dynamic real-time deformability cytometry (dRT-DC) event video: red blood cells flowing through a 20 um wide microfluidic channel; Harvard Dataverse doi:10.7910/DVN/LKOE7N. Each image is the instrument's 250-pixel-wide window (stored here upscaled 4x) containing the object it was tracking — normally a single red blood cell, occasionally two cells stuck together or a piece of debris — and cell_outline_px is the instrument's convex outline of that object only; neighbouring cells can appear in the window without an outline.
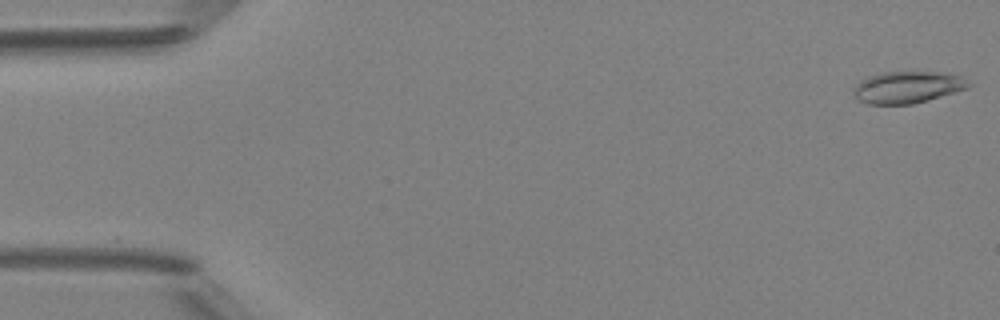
{"species": "Egyptian fruit bat (a non-hibernating species)", "species_latin": "Rousettus aegyptiacus", "temperature_condition": "room temperature", "stored_images_in_passage": 49, "camera_frame_rate_fps": 3000, "um_per_image_px": 0.085, "animal": {"sex": "female"}, "frame": {"image": 1, "passage_image": 1, "time_ms": 0.0, "image_size_px": [1000, 320], "cell_outline_px": [[972, 84], [968, 88], [912, 104], [868, 104], [860, 100], [852, 92], [852, 88], [860, 80], [868, 76], [884, 72], [940, 72], [960, 76]], "centroid_in_image_um": [77.1, 7.41], "position_along_channel_um": 7.9, "area_um2": 21.15}}
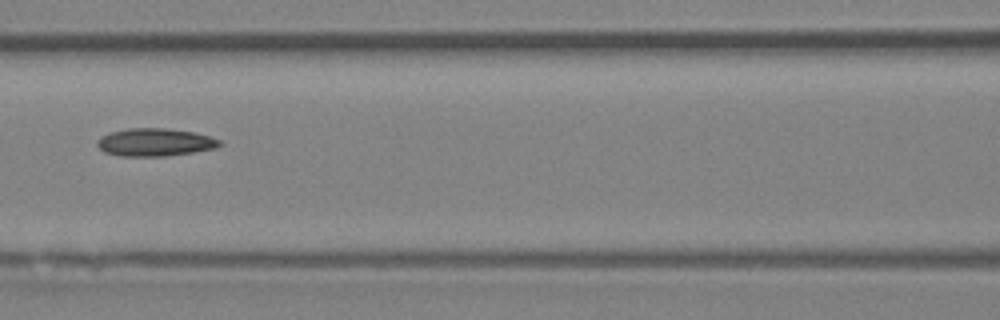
{"frame": {"image": 2, "passage_image": 22, "time_ms": 7.0, "image_size_px": [1000, 320], "cell_outline_px": [[224, 144], [216, 148], [192, 152], [164, 156], [120, 156], [104, 152], [96, 144], [96, 140], [100, 136], [112, 132], [128, 128], [168, 128], [192, 132], [208, 136], [220, 140]], "centroid_in_image_um": [13.15, 12.09], "position_along_channel_um": 153.4, "area_um2": 19.83}}
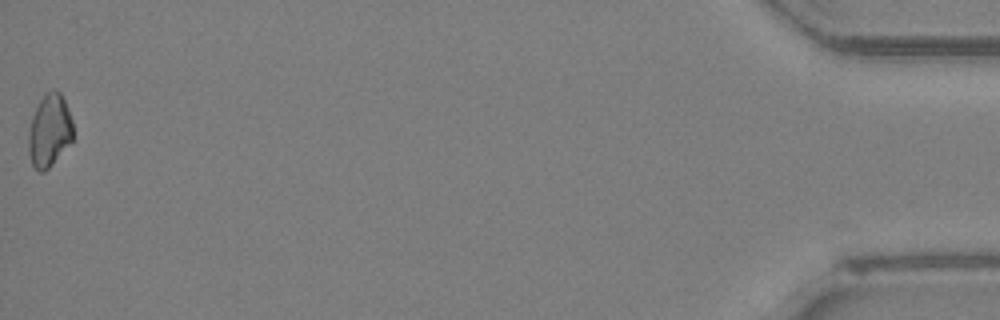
{"frame": {"image": 3, "passage_image": 49, "time_ms": 16.0, "image_size_px": [1000, 320], "cell_outline_px": [[72, 140], [52, 164], [44, 172], [40, 172], [32, 164], [28, 152], [28, 132], [32, 116], [40, 100], [48, 92], [60, 92], [64, 100], [72, 120]], "centroid_in_image_um": [4.18, 11.13], "position_along_channel_um": 431.0, "area_um2": 18.44}, "authors_computed_cell_mechanics": {"area_um2": 19.4208, "velocity_mm_per_s": 4.2116, "shape_relaxation_time_tau1_ms": 4.9024, "shape_relaxation_time_tau2_ms": null, "deformation_change_tau1": 0.0653, "deformation_change_tau2": null}}